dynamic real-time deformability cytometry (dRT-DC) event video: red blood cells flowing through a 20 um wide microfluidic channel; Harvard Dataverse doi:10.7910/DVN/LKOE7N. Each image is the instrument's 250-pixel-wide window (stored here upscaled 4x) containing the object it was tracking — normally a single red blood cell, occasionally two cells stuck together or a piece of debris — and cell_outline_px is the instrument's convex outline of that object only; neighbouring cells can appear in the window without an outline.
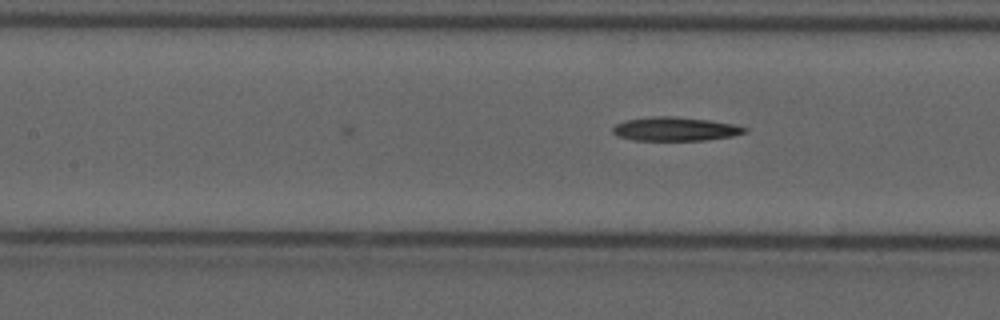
{"species": "common noctule bat (a hibernating species)", "species_latin": "Nyctalus noctula", "temperature_condition": "cold", "stored_images_in_passage": 12, "camera_frame_rate_fps": 3000, "um_per_image_px": 0.085, "animal": {"sex": "male", "forearm_length_mm": 52.5}, "frame": {"image": 1, "passage_image": 12, "time_ms": 3.667, "image_size_px": [1000, 320], "cell_outline_px": [[748, 132], [732, 136], [708, 140], [632, 140], [616, 136], [612, 132], [612, 128], [616, 124], [624, 120], [652, 116], [672, 116], [708, 120], [732, 124], [748, 128]], "centroid_in_image_um": [57.36, 10.96], "position_along_channel_um": 150.0, "area_um2": 18.38}}